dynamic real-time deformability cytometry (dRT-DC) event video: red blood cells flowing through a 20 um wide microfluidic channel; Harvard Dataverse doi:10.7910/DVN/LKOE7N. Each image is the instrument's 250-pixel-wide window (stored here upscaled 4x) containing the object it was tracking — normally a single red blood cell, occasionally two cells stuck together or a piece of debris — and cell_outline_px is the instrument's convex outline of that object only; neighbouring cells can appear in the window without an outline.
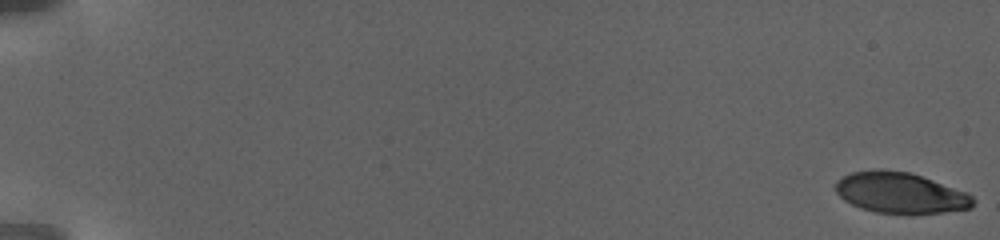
{"species": "human", "species_latin": "Homo sapiens", "temperature_condition": "warm", "stored_images_in_passage": 26, "camera_frame_rate_fps": 3000, "um_per_image_px": 0.085, "donor": {"sex": "female"}, "frame": {"image": 1, "passage_image": 1, "time_ms": 0.0, "image_size_px": [1000, 240], "cell_outline_px": [[976, 200], [972, 208], [944, 212], [912, 216], [908, 216], [876, 212], [860, 208], [844, 200], [836, 192], [832, 184], [836, 180], [852, 172], [880, 168], [908, 172], [932, 180], [964, 192], [972, 196]], "centroid_in_image_um": [76.49, 16.42], "position_along_channel_um": 8.5, "area_um2": 33.35}}
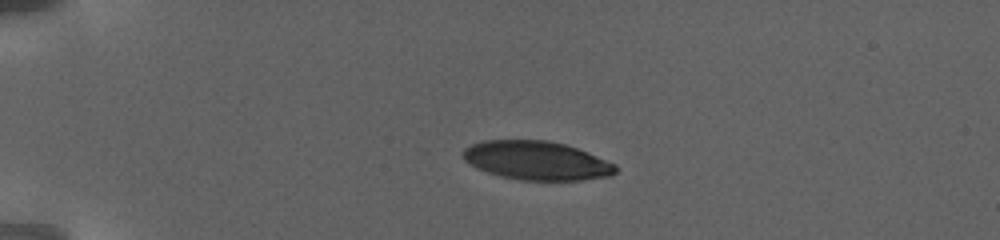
{"frame": {"image": 2, "passage_image": 18, "time_ms": 6.333, "image_size_px": [1000, 240], "cell_outline_px": [[616, 172], [612, 176], [584, 180], [520, 180], [500, 176], [476, 168], [468, 164], [464, 160], [464, 148], [472, 144], [484, 140], [548, 140], [564, 144], [576, 148], [616, 164]], "centroid_in_image_um": [45.61, 13.65], "position_along_channel_um": 39.4, "area_um2": 34.45}}